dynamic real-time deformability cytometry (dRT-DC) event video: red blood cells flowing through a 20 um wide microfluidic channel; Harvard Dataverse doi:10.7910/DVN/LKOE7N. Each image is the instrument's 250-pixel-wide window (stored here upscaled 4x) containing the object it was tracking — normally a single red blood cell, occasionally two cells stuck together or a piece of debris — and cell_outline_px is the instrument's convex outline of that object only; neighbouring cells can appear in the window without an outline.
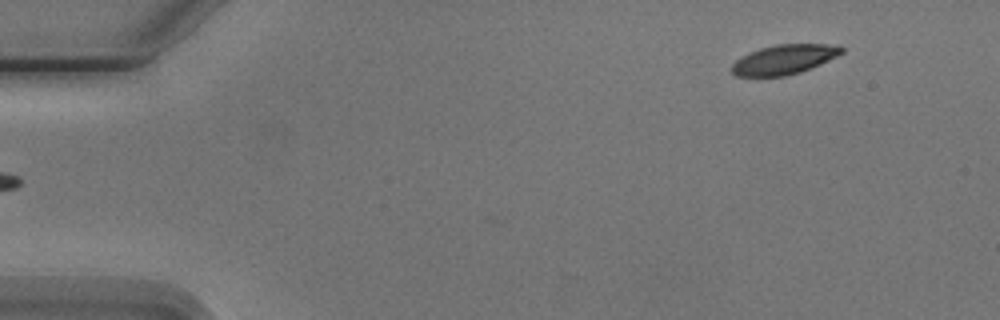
{"species": "Egyptian fruit bat (a non-hibernating species)", "species_latin": "Rousettus aegyptiacus", "temperature_condition": "cold", "stored_images_in_passage": 3, "camera_frame_rate_fps": 3000, "um_per_image_px": 0.085, "animal": {"sex": "male"}, "frame": {"image": 1, "passage_image": 3, "time_ms": 3.333, "image_size_px": [1000, 320], "cell_outline_px": [[844, 52], [820, 64], [800, 72], [788, 76], [736, 76], [732, 72], [732, 64], [736, 60], [760, 48], [776, 44], [840, 44], [844, 48]], "centroid_in_image_um": [66.69, 5.05], "position_along_channel_um": 18.3, "area_um2": 18.84}}